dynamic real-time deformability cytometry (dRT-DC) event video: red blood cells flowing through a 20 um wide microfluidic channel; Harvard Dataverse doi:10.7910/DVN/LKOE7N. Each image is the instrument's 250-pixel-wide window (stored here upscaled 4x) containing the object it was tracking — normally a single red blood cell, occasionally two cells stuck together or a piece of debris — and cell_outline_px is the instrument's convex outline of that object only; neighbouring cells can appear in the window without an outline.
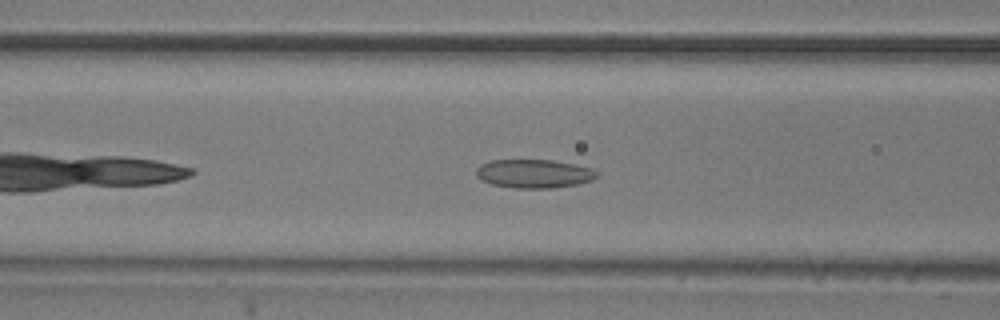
{"species": "common noctule bat (a hibernating species)", "species_latin": "Nyctalus noctula", "temperature_condition": "room temperature", "stored_images_in_passage": 40, "camera_frame_rate_fps": 3000, "um_per_image_px": 0.085, "animal": {"sex": "male", "body_mass_g": 20.5, "forearm_length_mm": 52.5}, "frame": {"image": 1, "passage_image": 8, "time_ms": 2.333, "image_size_px": [1000, 320], "cell_outline_px": [[600, 176], [592, 180], [576, 184], [552, 188], [516, 188], [492, 184], [480, 180], [476, 176], [476, 168], [480, 164], [492, 160], [552, 160], [592, 168], [600, 172]], "centroid_in_image_um": [45.4, 14.76], "position_along_channel_um": 121.2, "area_um2": 20.23}}
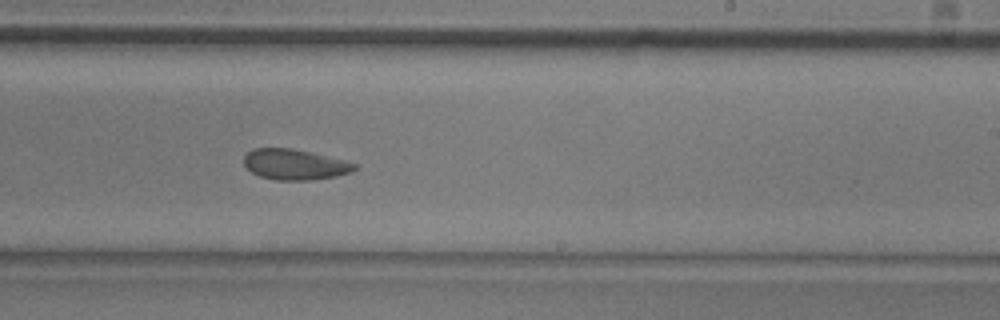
{"frame": {"image": 2, "passage_image": 19, "time_ms": 6.0, "image_size_px": [1000, 320], "cell_outline_px": [[356, 168], [352, 172], [336, 176], [312, 180], [276, 180], [260, 176], [252, 172], [244, 164], [244, 156], [252, 148], [292, 148], [344, 160], [356, 164]], "centroid_in_image_um": [25.04, 13.98], "position_along_channel_um": 264.0, "area_um2": 19.59}}
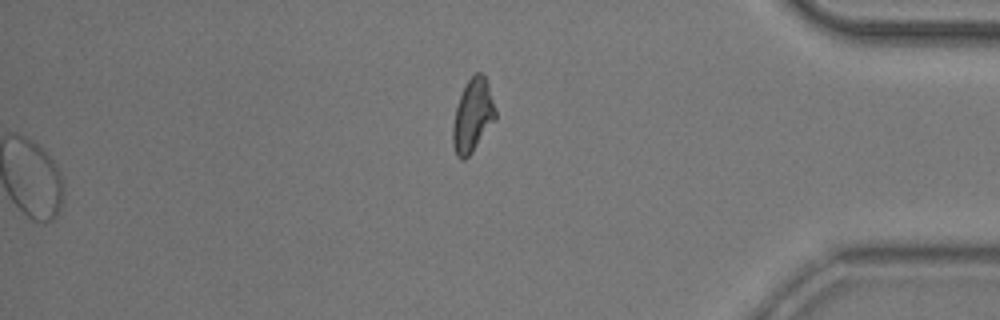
{"frame": {"image": 3, "passage_image": 40, "time_ms": 13.0, "image_size_px": [1000, 320], "cell_outline_px": [[496, 120], [472, 152], [464, 160], [460, 160], [456, 156], [452, 144], [452, 124], [456, 108], [460, 96], [468, 80], [476, 72], [480, 72], [484, 76], [488, 84], [496, 112]], "centroid_in_image_um": [40.17, 9.87], "position_along_channel_um": 395.0, "area_um2": 18.15}, "authors_computed_cell_mechanics": {"area_um2": 20.519, "velocity_mm_per_s": 3.8936, "shape_relaxation_time_tau1_ms": null, "shape_relaxation_time_tau2_ms": 1.9134, "deformation_change_tau1": null, "deformation_change_tau2": 0.0672}}